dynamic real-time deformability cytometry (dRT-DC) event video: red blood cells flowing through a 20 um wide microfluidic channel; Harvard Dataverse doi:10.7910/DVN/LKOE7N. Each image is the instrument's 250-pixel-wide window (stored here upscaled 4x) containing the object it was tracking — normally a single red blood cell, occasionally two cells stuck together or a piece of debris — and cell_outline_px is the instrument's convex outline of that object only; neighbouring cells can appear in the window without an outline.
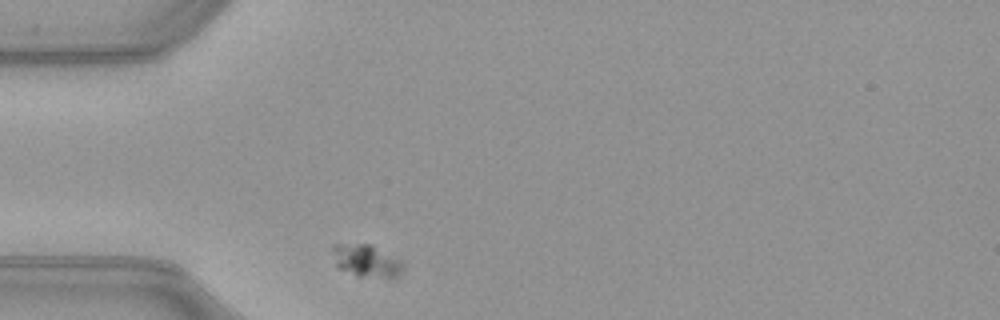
{"species": "common noctule bat (a hibernating species)", "species_latin": "Nyctalus noctula", "temperature_condition": "warm", "stored_images_in_passage": 30, "camera_frame_rate_fps": 3000, "um_per_image_px": 0.085, "animal": {"sex": "female", "body_mass_g": 21.9}, "frame": {"image": 1, "passage_image": 1, "time_ms": 0.0, "image_size_px": [1000, 320], "cell_outline_px": [[404, 268], [400, 276], [392, 280], [388, 280], [356, 276], [340, 268], [336, 264], [332, 248], [332, 244], [372, 244], [400, 260], [404, 264]], "centroid_in_image_um": [31.22, 22.22], "position_along_channel_um": 53.8, "area_um2": 13.76}}
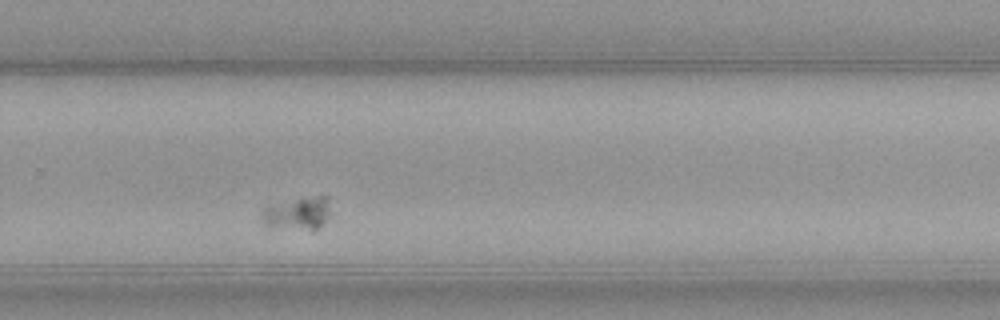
{"frame": {"image": 2, "passage_image": 23, "time_ms": 7.333, "image_size_px": [1000, 320], "cell_outline_px": [[328, 216], [320, 228], [308, 228], [264, 224], [260, 220], [260, 212], [268, 204], [316, 196], [328, 196]], "centroid_in_image_um": [25.26, 18.09], "position_along_channel_um": 304.5, "area_um2": 12.48}}
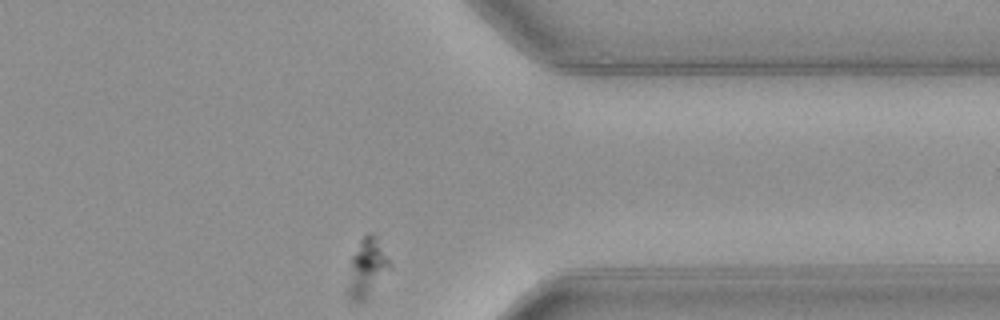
{"frame": {"image": 3, "passage_image": 30, "time_ms": 9.667, "image_size_px": [1000, 320], "cell_outline_px": [[392, 264], [364, 300], [360, 304], [352, 300], [348, 296], [348, 288], [352, 256], [360, 240], [368, 232], [376, 236]], "centroid_in_image_um": [31.19, 22.75], "position_along_channel_um": 380.2, "area_um2": 13.58}}